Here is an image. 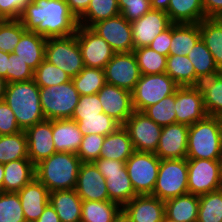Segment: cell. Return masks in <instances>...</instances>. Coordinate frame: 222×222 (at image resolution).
Returning a JSON list of instances; mask_svg holds the SVG:
<instances>
[{"label": "cell", "mask_w": 222, "mask_h": 222, "mask_svg": "<svg viewBox=\"0 0 222 222\" xmlns=\"http://www.w3.org/2000/svg\"><path fill=\"white\" fill-rule=\"evenodd\" d=\"M18 20L46 39L74 35L79 26L65 0H32Z\"/></svg>", "instance_id": "cell-1"}, {"label": "cell", "mask_w": 222, "mask_h": 222, "mask_svg": "<svg viewBox=\"0 0 222 222\" xmlns=\"http://www.w3.org/2000/svg\"><path fill=\"white\" fill-rule=\"evenodd\" d=\"M4 101L13 111L22 131L46 120L41 108L39 86L34 79L8 83Z\"/></svg>", "instance_id": "cell-2"}, {"label": "cell", "mask_w": 222, "mask_h": 222, "mask_svg": "<svg viewBox=\"0 0 222 222\" xmlns=\"http://www.w3.org/2000/svg\"><path fill=\"white\" fill-rule=\"evenodd\" d=\"M81 163L75 153L55 152L35 165V178L49 192L75 189Z\"/></svg>", "instance_id": "cell-3"}, {"label": "cell", "mask_w": 222, "mask_h": 222, "mask_svg": "<svg viewBox=\"0 0 222 222\" xmlns=\"http://www.w3.org/2000/svg\"><path fill=\"white\" fill-rule=\"evenodd\" d=\"M222 155V121L207 115L189 126L187 159L218 160Z\"/></svg>", "instance_id": "cell-4"}, {"label": "cell", "mask_w": 222, "mask_h": 222, "mask_svg": "<svg viewBox=\"0 0 222 222\" xmlns=\"http://www.w3.org/2000/svg\"><path fill=\"white\" fill-rule=\"evenodd\" d=\"M39 91L46 120L72 118L80 98L72 80L51 87H39Z\"/></svg>", "instance_id": "cell-5"}, {"label": "cell", "mask_w": 222, "mask_h": 222, "mask_svg": "<svg viewBox=\"0 0 222 222\" xmlns=\"http://www.w3.org/2000/svg\"><path fill=\"white\" fill-rule=\"evenodd\" d=\"M188 194L187 158L161 159L152 196L166 201Z\"/></svg>", "instance_id": "cell-6"}, {"label": "cell", "mask_w": 222, "mask_h": 222, "mask_svg": "<svg viewBox=\"0 0 222 222\" xmlns=\"http://www.w3.org/2000/svg\"><path fill=\"white\" fill-rule=\"evenodd\" d=\"M180 86L165 72L161 74L141 75L132 91L134 111L143 112L165 97L174 94Z\"/></svg>", "instance_id": "cell-7"}, {"label": "cell", "mask_w": 222, "mask_h": 222, "mask_svg": "<svg viewBox=\"0 0 222 222\" xmlns=\"http://www.w3.org/2000/svg\"><path fill=\"white\" fill-rule=\"evenodd\" d=\"M45 60L75 77L84 67L76 34L66 37L47 38Z\"/></svg>", "instance_id": "cell-8"}, {"label": "cell", "mask_w": 222, "mask_h": 222, "mask_svg": "<svg viewBox=\"0 0 222 222\" xmlns=\"http://www.w3.org/2000/svg\"><path fill=\"white\" fill-rule=\"evenodd\" d=\"M93 163L105 178L109 201L116 202L123 207L137 196L132 187L125 162L100 157Z\"/></svg>", "instance_id": "cell-9"}, {"label": "cell", "mask_w": 222, "mask_h": 222, "mask_svg": "<svg viewBox=\"0 0 222 222\" xmlns=\"http://www.w3.org/2000/svg\"><path fill=\"white\" fill-rule=\"evenodd\" d=\"M161 159L151 152L134 151L125 162L132 187L137 195H151Z\"/></svg>", "instance_id": "cell-10"}, {"label": "cell", "mask_w": 222, "mask_h": 222, "mask_svg": "<svg viewBox=\"0 0 222 222\" xmlns=\"http://www.w3.org/2000/svg\"><path fill=\"white\" fill-rule=\"evenodd\" d=\"M123 127L127 130L135 151L156 152L162 127L143 112L134 111Z\"/></svg>", "instance_id": "cell-11"}, {"label": "cell", "mask_w": 222, "mask_h": 222, "mask_svg": "<svg viewBox=\"0 0 222 222\" xmlns=\"http://www.w3.org/2000/svg\"><path fill=\"white\" fill-rule=\"evenodd\" d=\"M188 193L201 196L220 189L218 160L187 159Z\"/></svg>", "instance_id": "cell-12"}, {"label": "cell", "mask_w": 222, "mask_h": 222, "mask_svg": "<svg viewBox=\"0 0 222 222\" xmlns=\"http://www.w3.org/2000/svg\"><path fill=\"white\" fill-rule=\"evenodd\" d=\"M106 83L132 92L141 77L133 52L115 53L104 67Z\"/></svg>", "instance_id": "cell-13"}, {"label": "cell", "mask_w": 222, "mask_h": 222, "mask_svg": "<svg viewBox=\"0 0 222 222\" xmlns=\"http://www.w3.org/2000/svg\"><path fill=\"white\" fill-rule=\"evenodd\" d=\"M75 34L84 65L86 67L104 69L115 54L112 47L90 27L79 25Z\"/></svg>", "instance_id": "cell-14"}, {"label": "cell", "mask_w": 222, "mask_h": 222, "mask_svg": "<svg viewBox=\"0 0 222 222\" xmlns=\"http://www.w3.org/2000/svg\"><path fill=\"white\" fill-rule=\"evenodd\" d=\"M91 29L102 37L115 51L133 52L132 26L121 14L95 23Z\"/></svg>", "instance_id": "cell-15"}, {"label": "cell", "mask_w": 222, "mask_h": 222, "mask_svg": "<svg viewBox=\"0 0 222 222\" xmlns=\"http://www.w3.org/2000/svg\"><path fill=\"white\" fill-rule=\"evenodd\" d=\"M176 123L188 126L207 116L199 86L179 87L175 92Z\"/></svg>", "instance_id": "cell-16"}, {"label": "cell", "mask_w": 222, "mask_h": 222, "mask_svg": "<svg viewBox=\"0 0 222 222\" xmlns=\"http://www.w3.org/2000/svg\"><path fill=\"white\" fill-rule=\"evenodd\" d=\"M172 24L165 11L152 9L140 19L132 21L134 49L149 46L157 35L168 29Z\"/></svg>", "instance_id": "cell-17"}, {"label": "cell", "mask_w": 222, "mask_h": 222, "mask_svg": "<svg viewBox=\"0 0 222 222\" xmlns=\"http://www.w3.org/2000/svg\"><path fill=\"white\" fill-rule=\"evenodd\" d=\"M104 113L116 120L120 125L134 112L132 92L106 83L97 93Z\"/></svg>", "instance_id": "cell-18"}, {"label": "cell", "mask_w": 222, "mask_h": 222, "mask_svg": "<svg viewBox=\"0 0 222 222\" xmlns=\"http://www.w3.org/2000/svg\"><path fill=\"white\" fill-rule=\"evenodd\" d=\"M75 191L82 201L109 200L105 178L93 162L81 163Z\"/></svg>", "instance_id": "cell-19"}, {"label": "cell", "mask_w": 222, "mask_h": 222, "mask_svg": "<svg viewBox=\"0 0 222 222\" xmlns=\"http://www.w3.org/2000/svg\"><path fill=\"white\" fill-rule=\"evenodd\" d=\"M188 129V125L181 123L162 127L155 154L160 159L187 158Z\"/></svg>", "instance_id": "cell-20"}, {"label": "cell", "mask_w": 222, "mask_h": 222, "mask_svg": "<svg viewBox=\"0 0 222 222\" xmlns=\"http://www.w3.org/2000/svg\"><path fill=\"white\" fill-rule=\"evenodd\" d=\"M28 144V158L36 165L56 152L52 120H44L25 130Z\"/></svg>", "instance_id": "cell-21"}, {"label": "cell", "mask_w": 222, "mask_h": 222, "mask_svg": "<svg viewBox=\"0 0 222 222\" xmlns=\"http://www.w3.org/2000/svg\"><path fill=\"white\" fill-rule=\"evenodd\" d=\"M130 222H162L165 203L152 195H137L122 207Z\"/></svg>", "instance_id": "cell-22"}, {"label": "cell", "mask_w": 222, "mask_h": 222, "mask_svg": "<svg viewBox=\"0 0 222 222\" xmlns=\"http://www.w3.org/2000/svg\"><path fill=\"white\" fill-rule=\"evenodd\" d=\"M26 222L36 221L49 204V190L34 178L17 192Z\"/></svg>", "instance_id": "cell-23"}, {"label": "cell", "mask_w": 222, "mask_h": 222, "mask_svg": "<svg viewBox=\"0 0 222 222\" xmlns=\"http://www.w3.org/2000/svg\"><path fill=\"white\" fill-rule=\"evenodd\" d=\"M52 135L56 152L77 154L83 135L76 121L73 119L52 120Z\"/></svg>", "instance_id": "cell-24"}, {"label": "cell", "mask_w": 222, "mask_h": 222, "mask_svg": "<svg viewBox=\"0 0 222 222\" xmlns=\"http://www.w3.org/2000/svg\"><path fill=\"white\" fill-rule=\"evenodd\" d=\"M49 203L55 209L60 222H80L82 199L75 189L50 192Z\"/></svg>", "instance_id": "cell-25"}, {"label": "cell", "mask_w": 222, "mask_h": 222, "mask_svg": "<svg viewBox=\"0 0 222 222\" xmlns=\"http://www.w3.org/2000/svg\"><path fill=\"white\" fill-rule=\"evenodd\" d=\"M35 178V165L30 159H19L4 164L3 192L20 191Z\"/></svg>", "instance_id": "cell-26"}, {"label": "cell", "mask_w": 222, "mask_h": 222, "mask_svg": "<svg viewBox=\"0 0 222 222\" xmlns=\"http://www.w3.org/2000/svg\"><path fill=\"white\" fill-rule=\"evenodd\" d=\"M46 38L36 32L26 31L15 46L13 53L35 71L45 56Z\"/></svg>", "instance_id": "cell-27"}, {"label": "cell", "mask_w": 222, "mask_h": 222, "mask_svg": "<svg viewBox=\"0 0 222 222\" xmlns=\"http://www.w3.org/2000/svg\"><path fill=\"white\" fill-rule=\"evenodd\" d=\"M134 151L129 134L121 125L114 132L105 136L100 157L126 162Z\"/></svg>", "instance_id": "cell-28"}, {"label": "cell", "mask_w": 222, "mask_h": 222, "mask_svg": "<svg viewBox=\"0 0 222 222\" xmlns=\"http://www.w3.org/2000/svg\"><path fill=\"white\" fill-rule=\"evenodd\" d=\"M165 216L176 222H197L199 196L185 194L164 201Z\"/></svg>", "instance_id": "cell-29"}, {"label": "cell", "mask_w": 222, "mask_h": 222, "mask_svg": "<svg viewBox=\"0 0 222 222\" xmlns=\"http://www.w3.org/2000/svg\"><path fill=\"white\" fill-rule=\"evenodd\" d=\"M166 13L172 23L197 24L206 19L201 0H170Z\"/></svg>", "instance_id": "cell-30"}, {"label": "cell", "mask_w": 222, "mask_h": 222, "mask_svg": "<svg viewBox=\"0 0 222 222\" xmlns=\"http://www.w3.org/2000/svg\"><path fill=\"white\" fill-rule=\"evenodd\" d=\"M200 38L199 23H173L169 55L187 56Z\"/></svg>", "instance_id": "cell-31"}, {"label": "cell", "mask_w": 222, "mask_h": 222, "mask_svg": "<svg viewBox=\"0 0 222 222\" xmlns=\"http://www.w3.org/2000/svg\"><path fill=\"white\" fill-rule=\"evenodd\" d=\"M187 57L192 62L196 73V86H199L202 80L221 72L201 38L196 42Z\"/></svg>", "instance_id": "cell-32"}, {"label": "cell", "mask_w": 222, "mask_h": 222, "mask_svg": "<svg viewBox=\"0 0 222 222\" xmlns=\"http://www.w3.org/2000/svg\"><path fill=\"white\" fill-rule=\"evenodd\" d=\"M199 30L216 66L222 71V25L215 18H206L199 23Z\"/></svg>", "instance_id": "cell-33"}, {"label": "cell", "mask_w": 222, "mask_h": 222, "mask_svg": "<svg viewBox=\"0 0 222 222\" xmlns=\"http://www.w3.org/2000/svg\"><path fill=\"white\" fill-rule=\"evenodd\" d=\"M207 115L222 117V71L200 82Z\"/></svg>", "instance_id": "cell-34"}, {"label": "cell", "mask_w": 222, "mask_h": 222, "mask_svg": "<svg viewBox=\"0 0 222 222\" xmlns=\"http://www.w3.org/2000/svg\"><path fill=\"white\" fill-rule=\"evenodd\" d=\"M165 73L180 87L196 86V73L192 62L187 56L168 55Z\"/></svg>", "instance_id": "cell-35"}, {"label": "cell", "mask_w": 222, "mask_h": 222, "mask_svg": "<svg viewBox=\"0 0 222 222\" xmlns=\"http://www.w3.org/2000/svg\"><path fill=\"white\" fill-rule=\"evenodd\" d=\"M28 158V144L25 131L0 135V163Z\"/></svg>", "instance_id": "cell-36"}, {"label": "cell", "mask_w": 222, "mask_h": 222, "mask_svg": "<svg viewBox=\"0 0 222 222\" xmlns=\"http://www.w3.org/2000/svg\"><path fill=\"white\" fill-rule=\"evenodd\" d=\"M122 207L113 201H82L80 222H111Z\"/></svg>", "instance_id": "cell-37"}, {"label": "cell", "mask_w": 222, "mask_h": 222, "mask_svg": "<svg viewBox=\"0 0 222 222\" xmlns=\"http://www.w3.org/2000/svg\"><path fill=\"white\" fill-rule=\"evenodd\" d=\"M119 14L117 0H91L86 12L78 19V24L91 28L95 23Z\"/></svg>", "instance_id": "cell-38"}, {"label": "cell", "mask_w": 222, "mask_h": 222, "mask_svg": "<svg viewBox=\"0 0 222 222\" xmlns=\"http://www.w3.org/2000/svg\"><path fill=\"white\" fill-rule=\"evenodd\" d=\"M72 82L80 96L97 94L106 84L104 69L85 66L75 77H72Z\"/></svg>", "instance_id": "cell-39"}, {"label": "cell", "mask_w": 222, "mask_h": 222, "mask_svg": "<svg viewBox=\"0 0 222 222\" xmlns=\"http://www.w3.org/2000/svg\"><path fill=\"white\" fill-rule=\"evenodd\" d=\"M141 75L161 74L166 71L167 56L157 53L149 46L134 49Z\"/></svg>", "instance_id": "cell-40"}, {"label": "cell", "mask_w": 222, "mask_h": 222, "mask_svg": "<svg viewBox=\"0 0 222 222\" xmlns=\"http://www.w3.org/2000/svg\"><path fill=\"white\" fill-rule=\"evenodd\" d=\"M197 222H222V191L199 196Z\"/></svg>", "instance_id": "cell-41"}, {"label": "cell", "mask_w": 222, "mask_h": 222, "mask_svg": "<svg viewBox=\"0 0 222 222\" xmlns=\"http://www.w3.org/2000/svg\"><path fill=\"white\" fill-rule=\"evenodd\" d=\"M76 122L83 136L89 134L106 136L121 126L116 120L104 112L100 113V116L83 117V119Z\"/></svg>", "instance_id": "cell-42"}, {"label": "cell", "mask_w": 222, "mask_h": 222, "mask_svg": "<svg viewBox=\"0 0 222 222\" xmlns=\"http://www.w3.org/2000/svg\"><path fill=\"white\" fill-rule=\"evenodd\" d=\"M175 93L155 105L147 107L143 113L161 127L176 123Z\"/></svg>", "instance_id": "cell-43"}, {"label": "cell", "mask_w": 222, "mask_h": 222, "mask_svg": "<svg viewBox=\"0 0 222 222\" xmlns=\"http://www.w3.org/2000/svg\"><path fill=\"white\" fill-rule=\"evenodd\" d=\"M34 80L39 87H51L69 82L72 78L61 68L44 59L34 71Z\"/></svg>", "instance_id": "cell-44"}, {"label": "cell", "mask_w": 222, "mask_h": 222, "mask_svg": "<svg viewBox=\"0 0 222 222\" xmlns=\"http://www.w3.org/2000/svg\"><path fill=\"white\" fill-rule=\"evenodd\" d=\"M26 32L19 20H0V50L13 53L21 36Z\"/></svg>", "instance_id": "cell-45"}, {"label": "cell", "mask_w": 222, "mask_h": 222, "mask_svg": "<svg viewBox=\"0 0 222 222\" xmlns=\"http://www.w3.org/2000/svg\"><path fill=\"white\" fill-rule=\"evenodd\" d=\"M0 222H26L17 193L0 191Z\"/></svg>", "instance_id": "cell-46"}, {"label": "cell", "mask_w": 222, "mask_h": 222, "mask_svg": "<svg viewBox=\"0 0 222 222\" xmlns=\"http://www.w3.org/2000/svg\"><path fill=\"white\" fill-rule=\"evenodd\" d=\"M34 79V71L14 53L9 54L6 82H20Z\"/></svg>", "instance_id": "cell-47"}, {"label": "cell", "mask_w": 222, "mask_h": 222, "mask_svg": "<svg viewBox=\"0 0 222 222\" xmlns=\"http://www.w3.org/2000/svg\"><path fill=\"white\" fill-rule=\"evenodd\" d=\"M104 139L105 136L99 134L83 136L81 146L77 152L81 162H94L99 159Z\"/></svg>", "instance_id": "cell-48"}, {"label": "cell", "mask_w": 222, "mask_h": 222, "mask_svg": "<svg viewBox=\"0 0 222 222\" xmlns=\"http://www.w3.org/2000/svg\"><path fill=\"white\" fill-rule=\"evenodd\" d=\"M102 112L104 111L98 94L82 95L79 98V102L75 107L71 119L74 121H80L83 117L100 116V113Z\"/></svg>", "instance_id": "cell-49"}, {"label": "cell", "mask_w": 222, "mask_h": 222, "mask_svg": "<svg viewBox=\"0 0 222 222\" xmlns=\"http://www.w3.org/2000/svg\"><path fill=\"white\" fill-rule=\"evenodd\" d=\"M120 14L129 22L140 19L151 10L150 0H117Z\"/></svg>", "instance_id": "cell-50"}, {"label": "cell", "mask_w": 222, "mask_h": 222, "mask_svg": "<svg viewBox=\"0 0 222 222\" xmlns=\"http://www.w3.org/2000/svg\"><path fill=\"white\" fill-rule=\"evenodd\" d=\"M22 131L11 108L4 100L0 101V135L15 134Z\"/></svg>", "instance_id": "cell-51"}, {"label": "cell", "mask_w": 222, "mask_h": 222, "mask_svg": "<svg viewBox=\"0 0 222 222\" xmlns=\"http://www.w3.org/2000/svg\"><path fill=\"white\" fill-rule=\"evenodd\" d=\"M32 0H0V20H18Z\"/></svg>", "instance_id": "cell-52"}, {"label": "cell", "mask_w": 222, "mask_h": 222, "mask_svg": "<svg viewBox=\"0 0 222 222\" xmlns=\"http://www.w3.org/2000/svg\"><path fill=\"white\" fill-rule=\"evenodd\" d=\"M172 41V25L157 35L150 43L149 47L162 55L168 56L170 53V44Z\"/></svg>", "instance_id": "cell-53"}, {"label": "cell", "mask_w": 222, "mask_h": 222, "mask_svg": "<svg viewBox=\"0 0 222 222\" xmlns=\"http://www.w3.org/2000/svg\"><path fill=\"white\" fill-rule=\"evenodd\" d=\"M206 18H215L222 13V0H201Z\"/></svg>", "instance_id": "cell-54"}, {"label": "cell", "mask_w": 222, "mask_h": 222, "mask_svg": "<svg viewBox=\"0 0 222 222\" xmlns=\"http://www.w3.org/2000/svg\"><path fill=\"white\" fill-rule=\"evenodd\" d=\"M71 13L78 20L87 10L91 0H65Z\"/></svg>", "instance_id": "cell-55"}, {"label": "cell", "mask_w": 222, "mask_h": 222, "mask_svg": "<svg viewBox=\"0 0 222 222\" xmlns=\"http://www.w3.org/2000/svg\"><path fill=\"white\" fill-rule=\"evenodd\" d=\"M36 222H60L55 209L49 203Z\"/></svg>", "instance_id": "cell-56"}, {"label": "cell", "mask_w": 222, "mask_h": 222, "mask_svg": "<svg viewBox=\"0 0 222 222\" xmlns=\"http://www.w3.org/2000/svg\"><path fill=\"white\" fill-rule=\"evenodd\" d=\"M9 53L0 50V77L6 80V70L8 69Z\"/></svg>", "instance_id": "cell-57"}, {"label": "cell", "mask_w": 222, "mask_h": 222, "mask_svg": "<svg viewBox=\"0 0 222 222\" xmlns=\"http://www.w3.org/2000/svg\"><path fill=\"white\" fill-rule=\"evenodd\" d=\"M152 10L167 11L170 0H150Z\"/></svg>", "instance_id": "cell-58"}, {"label": "cell", "mask_w": 222, "mask_h": 222, "mask_svg": "<svg viewBox=\"0 0 222 222\" xmlns=\"http://www.w3.org/2000/svg\"><path fill=\"white\" fill-rule=\"evenodd\" d=\"M111 222H130L129 216L121 209Z\"/></svg>", "instance_id": "cell-59"}, {"label": "cell", "mask_w": 222, "mask_h": 222, "mask_svg": "<svg viewBox=\"0 0 222 222\" xmlns=\"http://www.w3.org/2000/svg\"><path fill=\"white\" fill-rule=\"evenodd\" d=\"M7 82L4 78L0 77V101L4 100Z\"/></svg>", "instance_id": "cell-60"}, {"label": "cell", "mask_w": 222, "mask_h": 222, "mask_svg": "<svg viewBox=\"0 0 222 222\" xmlns=\"http://www.w3.org/2000/svg\"><path fill=\"white\" fill-rule=\"evenodd\" d=\"M4 164L0 163V191L3 192Z\"/></svg>", "instance_id": "cell-61"}, {"label": "cell", "mask_w": 222, "mask_h": 222, "mask_svg": "<svg viewBox=\"0 0 222 222\" xmlns=\"http://www.w3.org/2000/svg\"><path fill=\"white\" fill-rule=\"evenodd\" d=\"M218 162H219L220 176L222 178V155L218 159Z\"/></svg>", "instance_id": "cell-62"}, {"label": "cell", "mask_w": 222, "mask_h": 222, "mask_svg": "<svg viewBox=\"0 0 222 222\" xmlns=\"http://www.w3.org/2000/svg\"><path fill=\"white\" fill-rule=\"evenodd\" d=\"M215 19L222 25V13H220Z\"/></svg>", "instance_id": "cell-63"}, {"label": "cell", "mask_w": 222, "mask_h": 222, "mask_svg": "<svg viewBox=\"0 0 222 222\" xmlns=\"http://www.w3.org/2000/svg\"><path fill=\"white\" fill-rule=\"evenodd\" d=\"M162 222H176V221H173V220H171V219L167 218L166 216H164V218H163V221H162Z\"/></svg>", "instance_id": "cell-64"}, {"label": "cell", "mask_w": 222, "mask_h": 222, "mask_svg": "<svg viewBox=\"0 0 222 222\" xmlns=\"http://www.w3.org/2000/svg\"><path fill=\"white\" fill-rule=\"evenodd\" d=\"M220 190L222 191V178H221V183H220Z\"/></svg>", "instance_id": "cell-65"}]
</instances>
